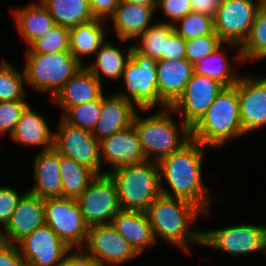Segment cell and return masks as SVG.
<instances>
[{"instance_id":"6da1fadb","label":"cell","mask_w":266,"mask_h":266,"mask_svg":"<svg viewBox=\"0 0 266 266\" xmlns=\"http://www.w3.org/2000/svg\"><path fill=\"white\" fill-rule=\"evenodd\" d=\"M206 146L191 139L180 150L158 162L161 193L186 200L198 207L203 214L210 212L212 196L202 178ZM168 183L163 186V182Z\"/></svg>"},{"instance_id":"7a4b0ae2","label":"cell","mask_w":266,"mask_h":266,"mask_svg":"<svg viewBox=\"0 0 266 266\" xmlns=\"http://www.w3.org/2000/svg\"><path fill=\"white\" fill-rule=\"evenodd\" d=\"M146 214L157 244L160 241L158 239L165 240L187 255H190L192 244L202 246V230L196 229L195 225L204 214L192 203L161 194L149 206Z\"/></svg>"},{"instance_id":"3957f363","label":"cell","mask_w":266,"mask_h":266,"mask_svg":"<svg viewBox=\"0 0 266 266\" xmlns=\"http://www.w3.org/2000/svg\"><path fill=\"white\" fill-rule=\"evenodd\" d=\"M158 110L140 117V111L145 113L152 109H139L133 120L146 160L157 163L191 140V129L183 121L176 122L173 116L176 113L170 107Z\"/></svg>"},{"instance_id":"277c9868","label":"cell","mask_w":266,"mask_h":266,"mask_svg":"<svg viewBox=\"0 0 266 266\" xmlns=\"http://www.w3.org/2000/svg\"><path fill=\"white\" fill-rule=\"evenodd\" d=\"M245 135L240 120L237 83L225 87L201 120L191 129V139L203 146L221 149L227 141Z\"/></svg>"},{"instance_id":"5b68a950","label":"cell","mask_w":266,"mask_h":266,"mask_svg":"<svg viewBox=\"0 0 266 266\" xmlns=\"http://www.w3.org/2000/svg\"><path fill=\"white\" fill-rule=\"evenodd\" d=\"M116 184L121 209L146 212L161 195L158 163L145 160L108 173Z\"/></svg>"},{"instance_id":"8992f818","label":"cell","mask_w":266,"mask_h":266,"mask_svg":"<svg viewBox=\"0 0 266 266\" xmlns=\"http://www.w3.org/2000/svg\"><path fill=\"white\" fill-rule=\"evenodd\" d=\"M26 48L22 68L27 86L41 94L49 92L52 98L83 67L70 51L40 54Z\"/></svg>"},{"instance_id":"52a82bcc","label":"cell","mask_w":266,"mask_h":266,"mask_svg":"<svg viewBox=\"0 0 266 266\" xmlns=\"http://www.w3.org/2000/svg\"><path fill=\"white\" fill-rule=\"evenodd\" d=\"M157 60L138 53L132 48L125 66L123 79L125 91L114 93L133 103L138 109H165L168 106L160 99L157 90ZM157 105V106H156Z\"/></svg>"},{"instance_id":"ba28073f","label":"cell","mask_w":266,"mask_h":266,"mask_svg":"<svg viewBox=\"0 0 266 266\" xmlns=\"http://www.w3.org/2000/svg\"><path fill=\"white\" fill-rule=\"evenodd\" d=\"M202 246L238 257L266 253V225L242 224L202 230Z\"/></svg>"},{"instance_id":"9c48e42d","label":"cell","mask_w":266,"mask_h":266,"mask_svg":"<svg viewBox=\"0 0 266 266\" xmlns=\"http://www.w3.org/2000/svg\"><path fill=\"white\" fill-rule=\"evenodd\" d=\"M46 224L71 249L84 248L89 226L84 221L77 199H44Z\"/></svg>"},{"instance_id":"30bf717a","label":"cell","mask_w":266,"mask_h":266,"mask_svg":"<svg viewBox=\"0 0 266 266\" xmlns=\"http://www.w3.org/2000/svg\"><path fill=\"white\" fill-rule=\"evenodd\" d=\"M77 201L89 227L111 223L122 210L116 184L106 173L97 175Z\"/></svg>"},{"instance_id":"8fae6325","label":"cell","mask_w":266,"mask_h":266,"mask_svg":"<svg viewBox=\"0 0 266 266\" xmlns=\"http://www.w3.org/2000/svg\"><path fill=\"white\" fill-rule=\"evenodd\" d=\"M54 135V148L61 154L72 158L97 175L105 174L100 157V142L93 133L72 126L61 117Z\"/></svg>"},{"instance_id":"7c38bea8","label":"cell","mask_w":266,"mask_h":266,"mask_svg":"<svg viewBox=\"0 0 266 266\" xmlns=\"http://www.w3.org/2000/svg\"><path fill=\"white\" fill-rule=\"evenodd\" d=\"M262 0H221L214 20V32L223 43L243 45L250 33Z\"/></svg>"},{"instance_id":"4fadbf2b","label":"cell","mask_w":266,"mask_h":266,"mask_svg":"<svg viewBox=\"0 0 266 266\" xmlns=\"http://www.w3.org/2000/svg\"><path fill=\"white\" fill-rule=\"evenodd\" d=\"M224 88L219 81L194 72L184 92L170 108L192 129Z\"/></svg>"},{"instance_id":"5bb4252c","label":"cell","mask_w":266,"mask_h":266,"mask_svg":"<svg viewBox=\"0 0 266 266\" xmlns=\"http://www.w3.org/2000/svg\"><path fill=\"white\" fill-rule=\"evenodd\" d=\"M84 247L102 266H122L139 257L111 223L90 226Z\"/></svg>"},{"instance_id":"9a60e30c","label":"cell","mask_w":266,"mask_h":266,"mask_svg":"<svg viewBox=\"0 0 266 266\" xmlns=\"http://www.w3.org/2000/svg\"><path fill=\"white\" fill-rule=\"evenodd\" d=\"M26 266H58L69 248L47 225L16 243Z\"/></svg>"},{"instance_id":"2e32d148","label":"cell","mask_w":266,"mask_h":266,"mask_svg":"<svg viewBox=\"0 0 266 266\" xmlns=\"http://www.w3.org/2000/svg\"><path fill=\"white\" fill-rule=\"evenodd\" d=\"M240 120L243 132L251 133L266 126V77L241 75L237 81Z\"/></svg>"},{"instance_id":"e0dca14e","label":"cell","mask_w":266,"mask_h":266,"mask_svg":"<svg viewBox=\"0 0 266 266\" xmlns=\"http://www.w3.org/2000/svg\"><path fill=\"white\" fill-rule=\"evenodd\" d=\"M101 162L109 163L110 170L105 173L146 160L134 125L120 130L100 141Z\"/></svg>"},{"instance_id":"ac0fdd59","label":"cell","mask_w":266,"mask_h":266,"mask_svg":"<svg viewBox=\"0 0 266 266\" xmlns=\"http://www.w3.org/2000/svg\"><path fill=\"white\" fill-rule=\"evenodd\" d=\"M45 224L44 199L26 191L7 225L2 229L3 241L16 244Z\"/></svg>"},{"instance_id":"d6986e66","label":"cell","mask_w":266,"mask_h":266,"mask_svg":"<svg viewBox=\"0 0 266 266\" xmlns=\"http://www.w3.org/2000/svg\"><path fill=\"white\" fill-rule=\"evenodd\" d=\"M103 85L86 67L79 69L51 99L61 115L71 106L97 100L103 94Z\"/></svg>"},{"instance_id":"ffe728a7","label":"cell","mask_w":266,"mask_h":266,"mask_svg":"<svg viewBox=\"0 0 266 266\" xmlns=\"http://www.w3.org/2000/svg\"><path fill=\"white\" fill-rule=\"evenodd\" d=\"M157 90L160 99L171 107L182 95L194 73V65L187 59L157 60Z\"/></svg>"},{"instance_id":"44dd1931","label":"cell","mask_w":266,"mask_h":266,"mask_svg":"<svg viewBox=\"0 0 266 266\" xmlns=\"http://www.w3.org/2000/svg\"><path fill=\"white\" fill-rule=\"evenodd\" d=\"M32 165L35 183L27 191L41 199L62 198L60 153L55 148L39 151Z\"/></svg>"},{"instance_id":"7402d4cb","label":"cell","mask_w":266,"mask_h":266,"mask_svg":"<svg viewBox=\"0 0 266 266\" xmlns=\"http://www.w3.org/2000/svg\"><path fill=\"white\" fill-rule=\"evenodd\" d=\"M137 107L115 94L106 96L103 93L102 110L93 130V135L100 142L106 137L123 130L133 124Z\"/></svg>"},{"instance_id":"603a6c76","label":"cell","mask_w":266,"mask_h":266,"mask_svg":"<svg viewBox=\"0 0 266 266\" xmlns=\"http://www.w3.org/2000/svg\"><path fill=\"white\" fill-rule=\"evenodd\" d=\"M156 11L149 6L129 3L121 0L114 15L108 20L114 23L120 43L135 40L150 26ZM130 40V41H129Z\"/></svg>"},{"instance_id":"cb8c5ba5","label":"cell","mask_w":266,"mask_h":266,"mask_svg":"<svg viewBox=\"0 0 266 266\" xmlns=\"http://www.w3.org/2000/svg\"><path fill=\"white\" fill-rule=\"evenodd\" d=\"M111 224L139 256L147 248L157 245L146 212L121 210Z\"/></svg>"},{"instance_id":"d4e9b609","label":"cell","mask_w":266,"mask_h":266,"mask_svg":"<svg viewBox=\"0 0 266 266\" xmlns=\"http://www.w3.org/2000/svg\"><path fill=\"white\" fill-rule=\"evenodd\" d=\"M55 132L50 127L44 116L29 105L23 112L11 140L23 146L41 147L39 151L54 148Z\"/></svg>"},{"instance_id":"484cf974","label":"cell","mask_w":266,"mask_h":266,"mask_svg":"<svg viewBox=\"0 0 266 266\" xmlns=\"http://www.w3.org/2000/svg\"><path fill=\"white\" fill-rule=\"evenodd\" d=\"M12 14L19 35L28 47L56 25L40 0L39 3L31 2L22 8L12 9Z\"/></svg>"},{"instance_id":"4316f807","label":"cell","mask_w":266,"mask_h":266,"mask_svg":"<svg viewBox=\"0 0 266 266\" xmlns=\"http://www.w3.org/2000/svg\"><path fill=\"white\" fill-rule=\"evenodd\" d=\"M224 45L226 49H236V51L238 52H235V55L232 57H234L235 60L239 63L243 62L241 50L238 45L223 43L210 55L205 56L203 59L199 60L194 65V72L196 74H201L209 78H213L222 83L225 87H231L237 83L241 74L239 75L235 72L236 67L233 68L234 66L231 65L233 63H231L228 58H226V54L223 53L224 47L222 46ZM226 46H228V48Z\"/></svg>"},{"instance_id":"83f0119b","label":"cell","mask_w":266,"mask_h":266,"mask_svg":"<svg viewBox=\"0 0 266 266\" xmlns=\"http://www.w3.org/2000/svg\"><path fill=\"white\" fill-rule=\"evenodd\" d=\"M101 19H93L89 22L69 28L70 53L83 65L84 58L95 54L106 41L104 26L108 23ZM106 23V24H105Z\"/></svg>"},{"instance_id":"f1b7e54d","label":"cell","mask_w":266,"mask_h":266,"mask_svg":"<svg viewBox=\"0 0 266 266\" xmlns=\"http://www.w3.org/2000/svg\"><path fill=\"white\" fill-rule=\"evenodd\" d=\"M133 42L128 43V49H120L112 42L105 41L98 52L95 54L94 62L87 64L86 67L102 82V77L118 81L123 75L126 64L131 56ZM127 54V55H126Z\"/></svg>"},{"instance_id":"f546056e","label":"cell","mask_w":266,"mask_h":266,"mask_svg":"<svg viewBox=\"0 0 266 266\" xmlns=\"http://www.w3.org/2000/svg\"><path fill=\"white\" fill-rule=\"evenodd\" d=\"M62 197L78 199L97 176L88 167L60 154Z\"/></svg>"},{"instance_id":"4dcf8cb0","label":"cell","mask_w":266,"mask_h":266,"mask_svg":"<svg viewBox=\"0 0 266 266\" xmlns=\"http://www.w3.org/2000/svg\"><path fill=\"white\" fill-rule=\"evenodd\" d=\"M56 25L71 28L94 18L86 0H40Z\"/></svg>"},{"instance_id":"1f68e13d","label":"cell","mask_w":266,"mask_h":266,"mask_svg":"<svg viewBox=\"0 0 266 266\" xmlns=\"http://www.w3.org/2000/svg\"><path fill=\"white\" fill-rule=\"evenodd\" d=\"M240 50L244 62L266 58V0L260 3L250 33Z\"/></svg>"},{"instance_id":"d6a6232c","label":"cell","mask_w":266,"mask_h":266,"mask_svg":"<svg viewBox=\"0 0 266 266\" xmlns=\"http://www.w3.org/2000/svg\"><path fill=\"white\" fill-rule=\"evenodd\" d=\"M174 31V25L156 22L135 39L138 44L133 43V48L144 56L163 60L166 42Z\"/></svg>"},{"instance_id":"836d02e7","label":"cell","mask_w":266,"mask_h":266,"mask_svg":"<svg viewBox=\"0 0 266 266\" xmlns=\"http://www.w3.org/2000/svg\"><path fill=\"white\" fill-rule=\"evenodd\" d=\"M26 80L22 69L16 70L10 62H0V102L26 101Z\"/></svg>"},{"instance_id":"e575fe53","label":"cell","mask_w":266,"mask_h":266,"mask_svg":"<svg viewBox=\"0 0 266 266\" xmlns=\"http://www.w3.org/2000/svg\"><path fill=\"white\" fill-rule=\"evenodd\" d=\"M103 94L94 101L69 107L60 117L68 124L93 132L99 120Z\"/></svg>"},{"instance_id":"d590c367","label":"cell","mask_w":266,"mask_h":266,"mask_svg":"<svg viewBox=\"0 0 266 266\" xmlns=\"http://www.w3.org/2000/svg\"><path fill=\"white\" fill-rule=\"evenodd\" d=\"M175 31L184 39L189 40L214 32L213 17L199 12H190L181 18L175 25Z\"/></svg>"},{"instance_id":"8d00e7d4","label":"cell","mask_w":266,"mask_h":266,"mask_svg":"<svg viewBox=\"0 0 266 266\" xmlns=\"http://www.w3.org/2000/svg\"><path fill=\"white\" fill-rule=\"evenodd\" d=\"M29 48L40 54L70 51L69 28L55 25L45 35L37 38Z\"/></svg>"},{"instance_id":"74e56055","label":"cell","mask_w":266,"mask_h":266,"mask_svg":"<svg viewBox=\"0 0 266 266\" xmlns=\"http://www.w3.org/2000/svg\"><path fill=\"white\" fill-rule=\"evenodd\" d=\"M185 41L186 58L193 65H195L199 60L203 59L205 56L210 55L223 44L215 32H213L211 35H205Z\"/></svg>"},{"instance_id":"f35d334b","label":"cell","mask_w":266,"mask_h":266,"mask_svg":"<svg viewBox=\"0 0 266 266\" xmlns=\"http://www.w3.org/2000/svg\"><path fill=\"white\" fill-rule=\"evenodd\" d=\"M26 101L0 102V136L11 137L23 112L29 106Z\"/></svg>"},{"instance_id":"ab89813d","label":"cell","mask_w":266,"mask_h":266,"mask_svg":"<svg viewBox=\"0 0 266 266\" xmlns=\"http://www.w3.org/2000/svg\"><path fill=\"white\" fill-rule=\"evenodd\" d=\"M164 13L168 21L161 23L175 25L181 18L192 12L191 0H159L156 11Z\"/></svg>"},{"instance_id":"60d3db41","label":"cell","mask_w":266,"mask_h":266,"mask_svg":"<svg viewBox=\"0 0 266 266\" xmlns=\"http://www.w3.org/2000/svg\"><path fill=\"white\" fill-rule=\"evenodd\" d=\"M18 192L12 186H0V229L2 230L10 220L21 197L25 194Z\"/></svg>"},{"instance_id":"b9f144b4","label":"cell","mask_w":266,"mask_h":266,"mask_svg":"<svg viewBox=\"0 0 266 266\" xmlns=\"http://www.w3.org/2000/svg\"><path fill=\"white\" fill-rule=\"evenodd\" d=\"M58 266H102L83 248L70 249Z\"/></svg>"},{"instance_id":"7bdbcfd3","label":"cell","mask_w":266,"mask_h":266,"mask_svg":"<svg viewBox=\"0 0 266 266\" xmlns=\"http://www.w3.org/2000/svg\"><path fill=\"white\" fill-rule=\"evenodd\" d=\"M165 59L181 60L186 58V41L174 31L168 38L165 47Z\"/></svg>"},{"instance_id":"ee69618b","label":"cell","mask_w":266,"mask_h":266,"mask_svg":"<svg viewBox=\"0 0 266 266\" xmlns=\"http://www.w3.org/2000/svg\"><path fill=\"white\" fill-rule=\"evenodd\" d=\"M121 0H93L90 10L95 19L108 21L115 13Z\"/></svg>"},{"instance_id":"f6af8a7d","label":"cell","mask_w":266,"mask_h":266,"mask_svg":"<svg viewBox=\"0 0 266 266\" xmlns=\"http://www.w3.org/2000/svg\"><path fill=\"white\" fill-rule=\"evenodd\" d=\"M0 266H26L16 244H0Z\"/></svg>"},{"instance_id":"bcb514c9","label":"cell","mask_w":266,"mask_h":266,"mask_svg":"<svg viewBox=\"0 0 266 266\" xmlns=\"http://www.w3.org/2000/svg\"><path fill=\"white\" fill-rule=\"evenodd\" d=\"M220 1L221 0H191L192 11L205 13L214 17L220 5Z\"/></svg>"},{"instance_id":"7dc6e473","label":"cell","mask_w":266,"mask_h":266,"mask_svg":"<svg viewBox=\"0 0 266 266\" xmlns=\"http://www.w3.org/2000/svg\"><path fill=\"white\" fill-rule=\"evenodd\" d=\"M125 2L140 4L144 6L152 7L155 11L158 5L159 0H123Z\"/></svg>"},{"instance_id":"c3c4849f","label":"cell","mask_w":266,"mask_h":266,"mask_svg":"<svg viewBox=\"0 0 266 266\" xmlns=\"http://www.w3.org/2000/svg\"><path fill=\"white\" fill-rule=\"evenodd\" d=\"M2 242H4V241H3V237H2V230L0 229V244H1Z\"/></svg>"},{"instance_id":"681fc988","label":"cell","mask_w":266,"mask_h":266,"mask_svg":"<svg viewBox=\"0 0 266 266\" xmlns=\"http://www.w3.org/2000/svg\"><path fill=\"white\" fill-rule=\"evenodd\" d=\"M88 2V4H90L93 0H86Z\"/></svg>"}]
</instances>
